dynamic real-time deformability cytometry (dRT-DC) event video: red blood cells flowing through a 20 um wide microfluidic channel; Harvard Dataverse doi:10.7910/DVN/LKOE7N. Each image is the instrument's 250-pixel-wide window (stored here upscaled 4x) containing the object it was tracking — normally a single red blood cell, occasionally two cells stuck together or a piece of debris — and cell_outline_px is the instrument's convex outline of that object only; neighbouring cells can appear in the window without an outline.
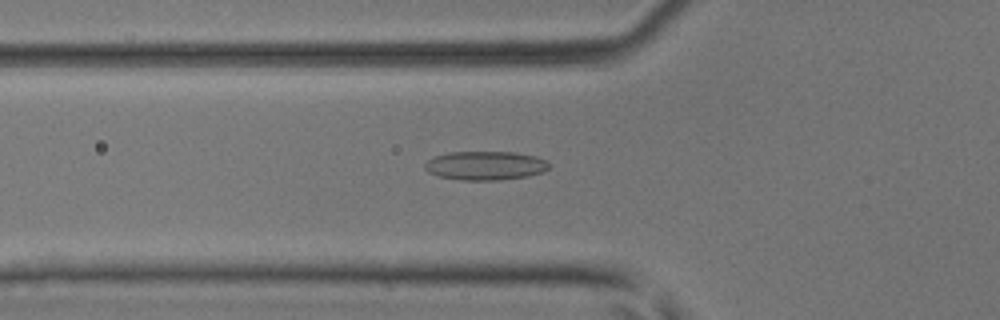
{"species": "common noctule bat (a hibernating species)", "species_latin": "Nyctalus noctula", "temperature_condition": "room temperature", "stored_images_in_passage": 46, "camera_frame_rate_fps": 3000, "um_per_image_px": 0.085, "animal": {"sex": "male", "body_mass_g": 17.9, "forearm_length_mm": 54.2}, "frame": {"image": 1, "passage_image": 15, "time_ms": 4.667, "image_size_px": [1000, 320], "cell_outline_px": [[552, 164], [544, 172], [528, 176], [500, 180], [460, 180], [440, 176], [428, 172], [424, 168], [424, 164], [428, 160], [436, 156], [452, 152], [516, 152], [536, 156], [548, 160]], "centroid_in_image_um": [41.32, 14.07], "position_along_channel_um": 84.5, "area_um2": 21.04}}
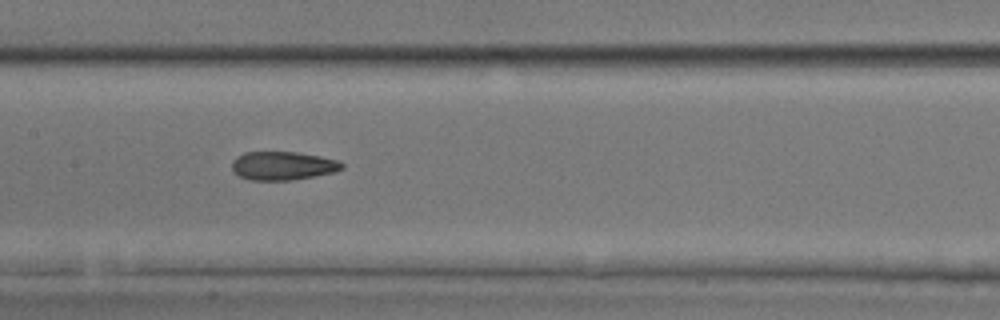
{"frame": {"image": 2, "passage_image": 22, "time_ms": 7.0, "image_size_px": [1000, 320], "cell_outline_px": [[344, 168], [332, 172], [292, 180], [248, 180], [240, 176], [232, 168], [232, 160], [236, 156], [244, 152], [296, 152], [320, 156], [340, 160], [344, 164]], "centroid_in_image_um": [24.03, 14.08], "position_along_channel_um": 183.4, "area_um2": 18.26}}
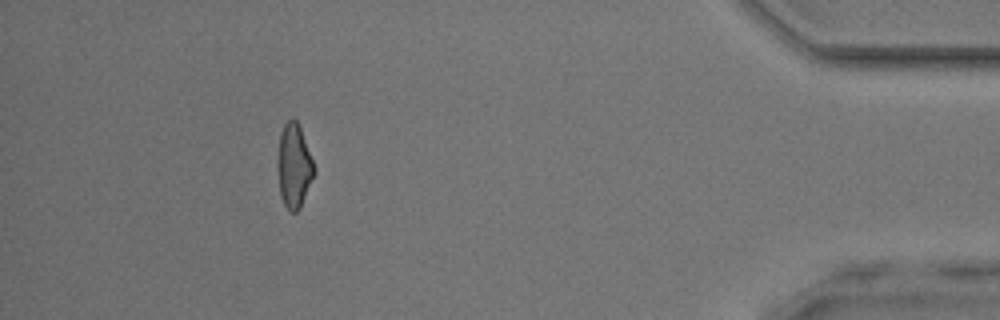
{"frame": {"image": 3, "passage_image": 42, "time_ms": 13.667, "image_size_px": [1000, 320], "cell_outline_px": [[316, 172], [300, 208], [296, 212], [288, 212], [280, 196], [276, 164], [280, 132], [284, 124], [292, 116], [296, 120], [300, 128], [316, 168]], "centroid_in_image_um": [24.97, 14.12], "position_along_channel_um": 410.2, "area_um2": 18.26}, "authors_computed_cell_mechanics": {"area_um2": 18.7272, "velocity_mm_per_s": 4.2161, "shape_relaxation_time_tau1_ms": null, "shape_relaxation_time_tau2_ms": 1.8224, "deformation_change_tau1": null, "deformation_change_tau2": 0.1016}}